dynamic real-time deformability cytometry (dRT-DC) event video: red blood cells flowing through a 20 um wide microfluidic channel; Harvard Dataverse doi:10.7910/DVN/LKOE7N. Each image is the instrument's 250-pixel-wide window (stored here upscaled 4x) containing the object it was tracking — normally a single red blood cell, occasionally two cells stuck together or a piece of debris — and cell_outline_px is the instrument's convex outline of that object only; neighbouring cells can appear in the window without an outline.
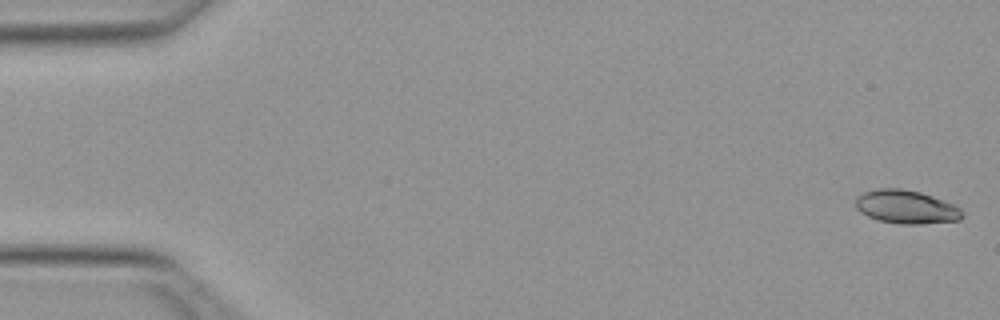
{"species": "Egyptian fruit bat (a non-hibernating species)", "species_latin": "Rousettus aegyptiacus", "temperature_condition": "warm", "stored_images_in_passage": 50, "camera_frame_rate_fps": 3000, "um_per_image_px": 0.085, "animal": {"sex": "female"}, "frame": {"image": 1, "passage_image": 1, "time_ms": 0.0, "image_size_px": [1000, 320], "cell_outline_px": [[964, 216], [960, 220], [920, 224], [900, 224], [880, 220], [868, 216], [860, 212], [856, 208], [856, 196], [864, 192], [880, 188], [900, 188], [920, 192], [932, 196], [952, 204], [960, 208], [964, 212]], "centroid_in_image_um": [77.03, 17.59], "position_along_channel_um": 8.0, "area_um2": 20.75}}
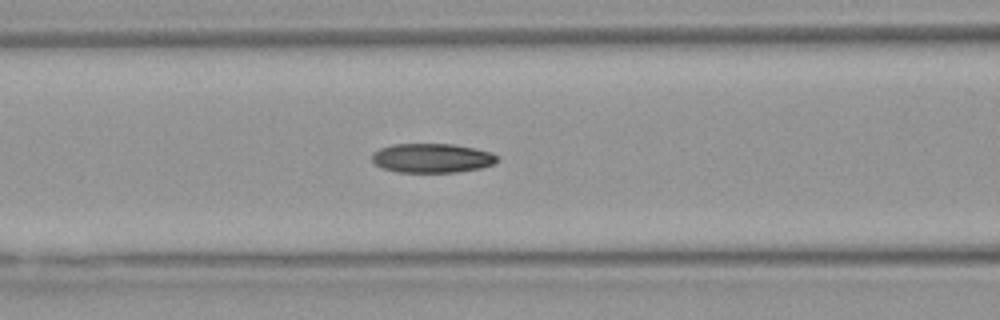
{"frame": {"image": 2, "passage_image": 21, "time_ms": 6.667, "image_size_px": [1000, 320], "cell_outline_px": [[496, 164], [480, 168], [456, 172], [396, 172], [380, 168], [372, 160], [372, 152], [380, 148], [392, 144], [452, 144], [476, 148], [492, 152], [496, 156]], "centroid_in_image_um": [36.7, 13.43], "position_along_channel_um": 129.9, "area_um2": 21.5}}
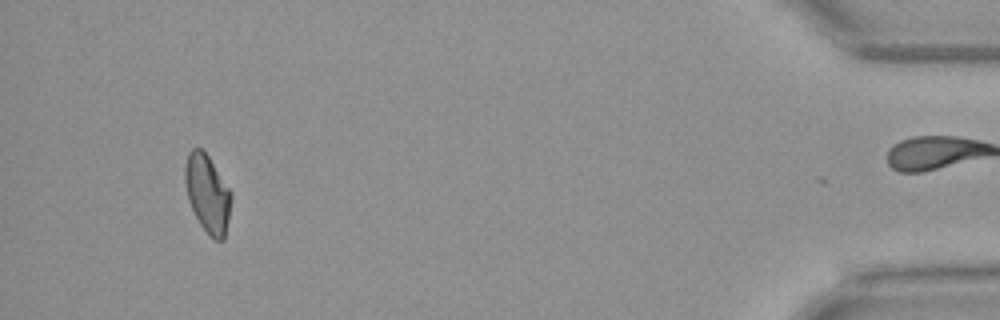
{"frame": {"image": 3, "passage_image": 48, "time_ms": 15.667, "image_size_px": [1000, 320], "cell_outline_px": [[232, 196], [228, 220], [224, 240], [212, 240], [200, 224], [188, 200], [184, 180], [184, 164], [188, 152], [192, 148], [200, 148], [208, 156], [232, 192]], "centroid_in_image_um": [17.63, 16.46], "position_along_channel_um": 417.6, "area_um2": 21.04}, "authors_computed_cell_mechanics": {"area_um2": 21.1259, "velocity_mm_per_s": 4.0115, "shape_relaxation_time_tau1_ms": 9.321, "shape_relaxation_time_tau2_ms": 4.0084, "deformation_change_tau1": 0.2142, "deformation_change_tau2": 0.091}}